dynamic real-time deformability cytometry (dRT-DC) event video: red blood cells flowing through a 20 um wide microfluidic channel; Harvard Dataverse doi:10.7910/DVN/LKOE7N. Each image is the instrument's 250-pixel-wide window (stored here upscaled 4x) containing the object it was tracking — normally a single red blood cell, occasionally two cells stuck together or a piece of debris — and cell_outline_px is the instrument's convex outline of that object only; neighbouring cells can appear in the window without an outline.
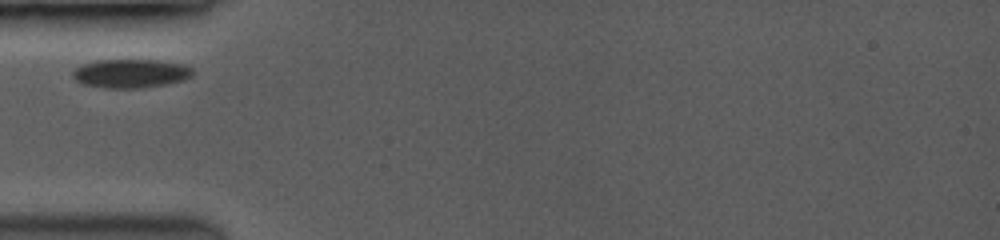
{"species": "common noctule bat (a hibernating species)", "species_latin": "Nyctalus noctula", "temperature_condition": "room temperature", "stored_images_in_passage": 10, "camera_frame_rate_fps": 3500, "um_per_image_px": 0.085, "animal": {"sex": "female", "body_mass_g": 19.0, "forearm_length_mm": 53.3}, "frame": {"image": 1, "passage_image": 1, "time_ms": 0.0, "image_size_px": [1000, 240], "cell_outline_px": [[192, 76], [180, 80], [164, 84], [136, 88], [112, 88], [84, 84], [76, 80], [72, 76], [72, 72], [76, 68], [84, 64], [96, 60], [156, 60], [184, 64], [192, 68]], "centroid_in_image_um": [11.1, 6.23], "position_along_channel_um": 73.9, "area_um2": 19.71}}
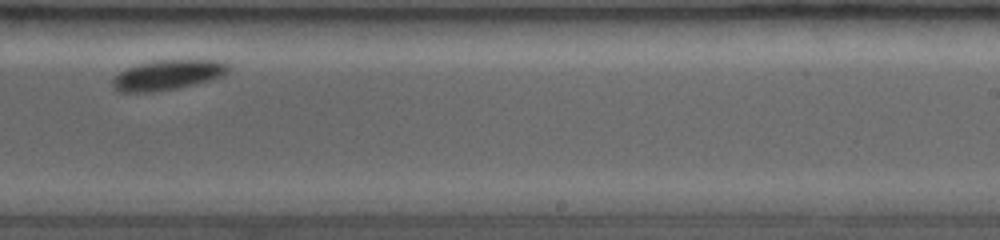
{"frame": {"image": 2, "passage_image": 7, "time_ms": 5.429, "image_size_px": [1000, 240], "cell_outline_px": [[228, 72], [220, 76], [196, 84], [176, 88], [152, 92], [124, 92], [116, 88], [112, 84], [112, 80], [120, 72], [128, 68], [140, 64], [156, 60], [220, 60], [228, 64]], "centroid_in_image_um": [14.27, 6.36], "position_along_channel_um": 274.7, "area_um2": 19.83}}
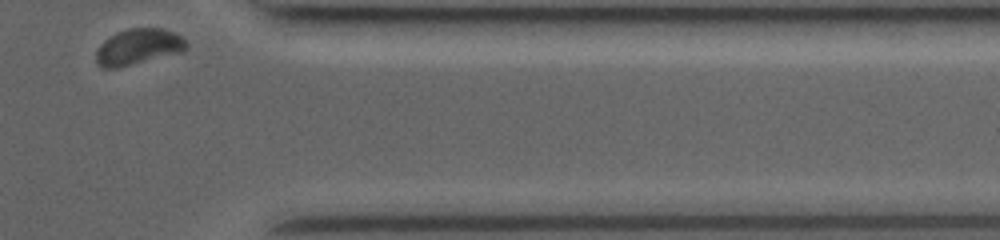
{"frame": {"image": 3, "passage_image": 10, "time_ms": 8.857, "image_size_px": [1000, 240], "cell_outline_px": [[188, 44], [184, 48], [120, 68], [100, 68], [96, 64], [96, 52], [100, 44], [112, 36], [120, 32], [132, 28], [164, 28], [180, 36]], "centroid_in_image_um": [11.65, 3.98], "position_along_channel_um": 399.8, "area_um2": 17.98}}